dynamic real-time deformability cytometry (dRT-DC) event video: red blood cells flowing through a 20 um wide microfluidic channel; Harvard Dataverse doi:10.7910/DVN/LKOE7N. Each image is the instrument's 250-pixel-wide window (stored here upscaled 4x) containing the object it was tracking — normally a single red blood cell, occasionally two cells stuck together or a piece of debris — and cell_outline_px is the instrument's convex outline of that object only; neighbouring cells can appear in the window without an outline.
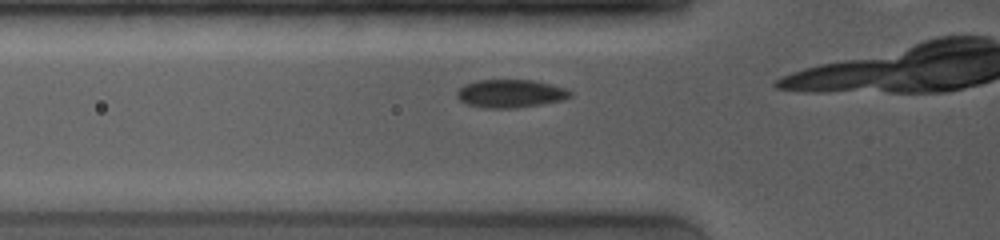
{"species": "common noctule bat (a hibernating species)", "species_latin": "Nyctalus noctula", "temperature_condition": "room temperature", "stored_images_in_passage": 6, "camera_frame_rate_fps": 4000, "um_per_image_px": 0.085, "animal": {"sex": "female", "body_mass_g": 19.0, "forearm_length_mm": 53.3}, "frame": {"image": 1, "passage_image": 3, "time_ms": 0.75, "image_size_px": [1000, 240], "cell_outline_px": [[572, 96], [564, 100], [516, 108], [484, 108], [468, 104], [460, 100], [456, 96], [456, 92], [464, 84], [476, 80], [532, 80], [564, 88], [572, 92]], "centroid_in_image_um": [43.37, 7.95], "position_along_channel_um": 82.4, "area_um2": 18.5}}